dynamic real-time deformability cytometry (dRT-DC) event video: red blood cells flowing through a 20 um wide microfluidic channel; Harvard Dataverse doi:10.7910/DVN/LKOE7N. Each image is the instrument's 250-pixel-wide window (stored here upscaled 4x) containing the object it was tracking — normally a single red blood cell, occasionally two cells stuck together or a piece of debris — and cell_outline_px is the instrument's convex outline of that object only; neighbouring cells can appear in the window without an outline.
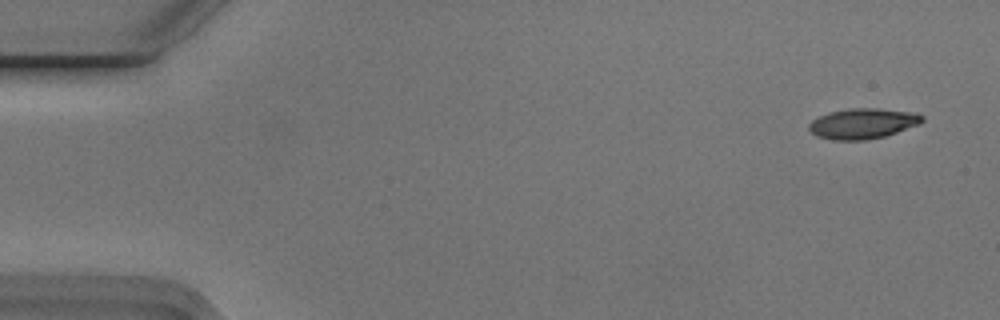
{"species": "Egyptian fruit bat (a non-hibernating species)", "species_latin": "Rousettus aegyptiacus", "temperature_condition": "cold", "stored_images_in_passage": 5, "camera_frame_rate_fps": 3000, "um_per_image_px": 0.085, "animal": {"sex": "male"}, "frame": {"image": 1, "passage_image": 1, "time_ms": 0.0, "image_size_px": [1000, 320], "cell_outline_px": [[924, 120], [920, 124], [884, 136], [864, 140], [832, 140], [816, 136], [808, 128], [808, 124], [812, 120], [828, 112], [848, 108], [880, 108], [916, 112], [924, 116]], "centroid_in_image_um": [73.35, 10.49], "position_along_channel_um": 11.7, "area_um2": 20.23}}